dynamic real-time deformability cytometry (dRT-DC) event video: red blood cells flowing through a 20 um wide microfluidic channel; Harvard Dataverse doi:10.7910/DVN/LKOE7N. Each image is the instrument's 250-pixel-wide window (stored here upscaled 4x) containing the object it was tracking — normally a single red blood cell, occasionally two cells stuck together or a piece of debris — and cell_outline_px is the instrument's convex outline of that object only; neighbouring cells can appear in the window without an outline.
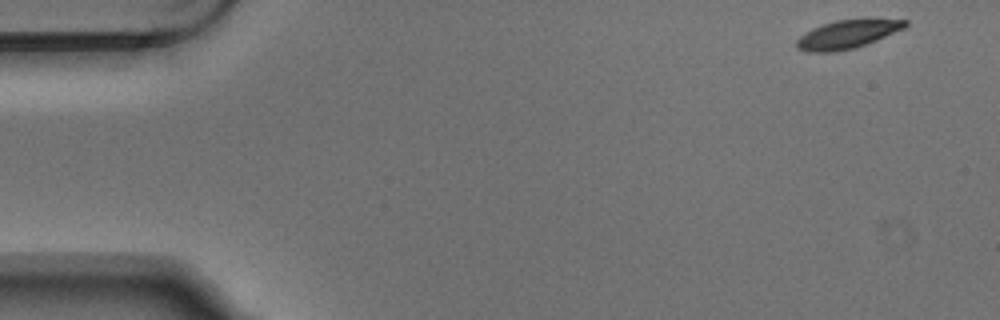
{"species": "Egyptian fruit bat (a non-hibernating species)", "species_latin": "Rousettus aegyptiacus", "temperature_condition": "warm", "stored_images_in_passage": 5, "camera_frame_rate_fps": 3000, "um_per_image_px": 0.085, "animal": {"sex": "male"}, "frame": {"image": 1, "passage_image": 1, "time_ms": 0.0, "image_size_px": [1000, 320], "cell_outline_px": [[908, 24], [904, 28], [876, 40], [852, 48], [836, 52], [808, 52], [796, 48], [796, 40], [800, 36], [812, 28], [836, 20], [864, 16], [908, 20]], "centroid_in_image_um": [72.07, 2.86], "position_along_channel_um": 12.9, "area_um2": 18.5}}
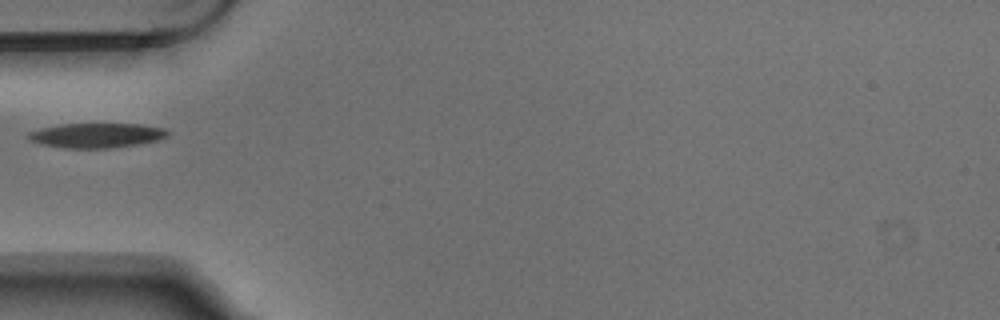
{"frame": {"image": 2, "passage_image": 5, "time_ms": 1.333, "image_size_px": [1000, 320], "cell_outline_px": [[172, 132], [168, 136], [156, 140], [136, 144], [108, 148], [64, 148], [40, 144], [28, 140], [28, 132], [40, 128], [60, 124], [140, 124], [164, 128]], "centroid_in_image_um": [8.18, 11.5], "position_along_channel_um": 76.8, "area_um2": 20.06}}